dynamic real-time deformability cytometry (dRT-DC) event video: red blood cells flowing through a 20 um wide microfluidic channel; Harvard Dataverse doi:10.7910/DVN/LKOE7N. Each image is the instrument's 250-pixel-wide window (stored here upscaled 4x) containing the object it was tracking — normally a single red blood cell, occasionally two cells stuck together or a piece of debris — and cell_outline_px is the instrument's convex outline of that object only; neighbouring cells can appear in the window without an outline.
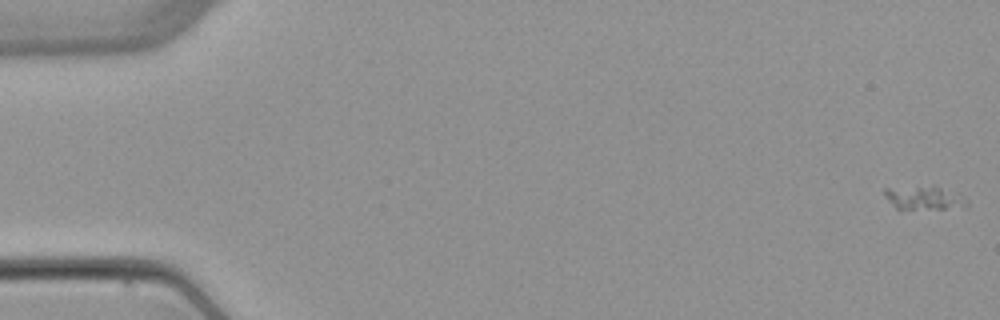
{"species": "common noctule bat (a hibernating species)", "species_latin": "Nyctalus noctula", "temperature_condition": "warm", "stored_images_in_passage": 5, "camera_frame_rate_fps": 3000, "um_per_image_px": 0.085, "animal": {"sex": "female", "body_mass_g": 22.7, "forearm_length_mm": 54.2}, "frame": {"image": 1, "passage_image": 1, "time_ms": 0.0, "image_size_px": [1000, 320], "cell_outline_px": [[968, 208], [900, 212], [884, 196], [884, 188], [932, 184], [964, 196], [968, 200]], "centroid_in_image_um": [78.57, 16.86], "position_along_channel_um": 6.4, "area_um2": 12.6}}
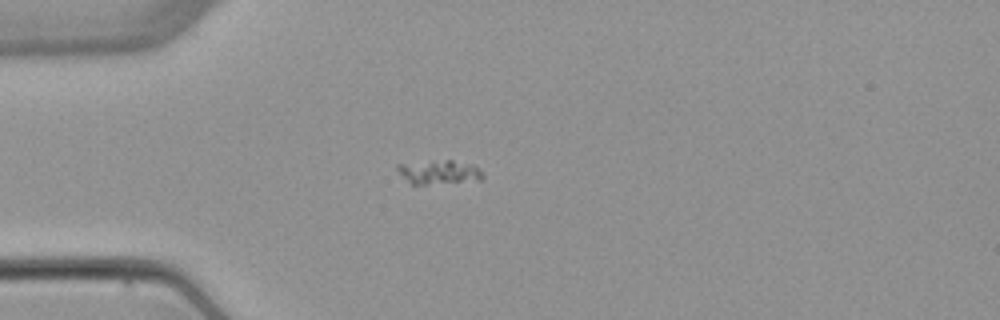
{"frame": {"image": 2, "passage_image": 4, "time_ms": 4.667, "image_size_px": [1000, 320], "cell_outline_px": [[484, 176], [480, 180], [428, 184], [412, 184], [396, 168], [396, 164], [432, 160], [452, 160], [476, 168]], "centroid_in_image_um": [37.26, 14.62], "position_along_channel_um": 47.7, "area_um2": 11.5}}